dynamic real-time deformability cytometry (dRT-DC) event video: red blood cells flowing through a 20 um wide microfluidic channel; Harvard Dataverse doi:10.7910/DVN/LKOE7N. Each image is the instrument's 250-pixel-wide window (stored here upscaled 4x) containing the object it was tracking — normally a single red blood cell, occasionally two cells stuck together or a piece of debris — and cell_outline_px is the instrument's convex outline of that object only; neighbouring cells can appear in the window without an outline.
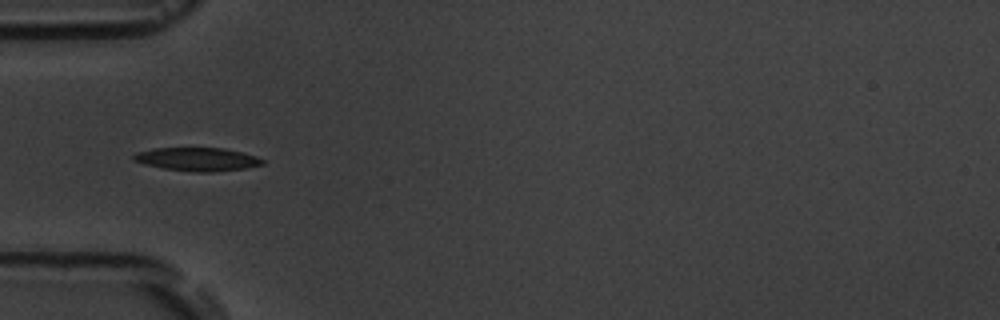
{"species": "common noctule bat (a hibernating species)", "species_latin": "Nyctalus noctula", "temperature_condition": "room temperature", "stored_images_in_passage": 10, "camera_frame_rate_fps": 3000, "um_per_image_px": 0.085, "animal": {"sex": "male", "body_mass_g": 19.5, "forearm_length_mm": 54.6}, "frame": {"image": 1, "passage_image": 4, "time_ms": 3.333, "image_size_px": [1000, 320], "cell_outline_px": [[264, 164], [244, 168], [212, 172], [192, 172], [164, 168], [144, 164], [132, 160], [132, 156], [136, 152], [152, 148], [224, 148], [256, 156], [264, 160]], "centroid_in_image_um": [16.73, 13.53], "position_along_channel_um": 68.3, "area_um2": 17.51}}
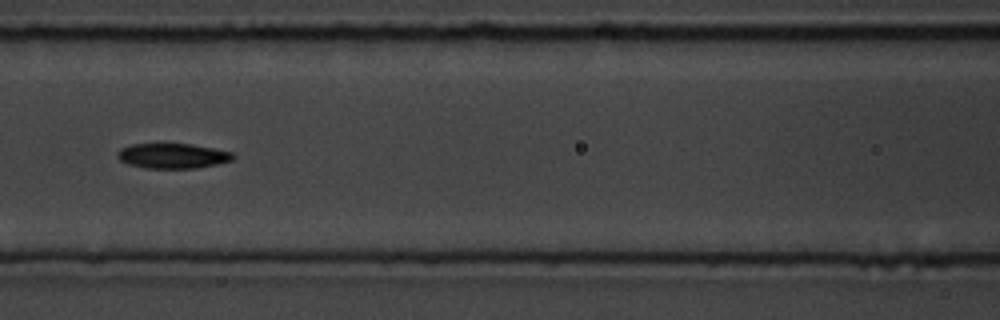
{"frame": {"image": 2, "passage_image": 6, "time_ms": 5.667, "image_size_px": [1000, 320], "cell_outline_px": [[236, 156], [232, 160], [216, 164], [196, 168], [144, 168], [128, 164], [120, 160], [116, 156], [116, 152], [120, 148], [132, 144], [160, 140], [192, 144], [232, 152]], "centroid_in_image_um": [14.6, 13.19], "position_along_channel_um": 152.0, "area_um2": 17.74}}
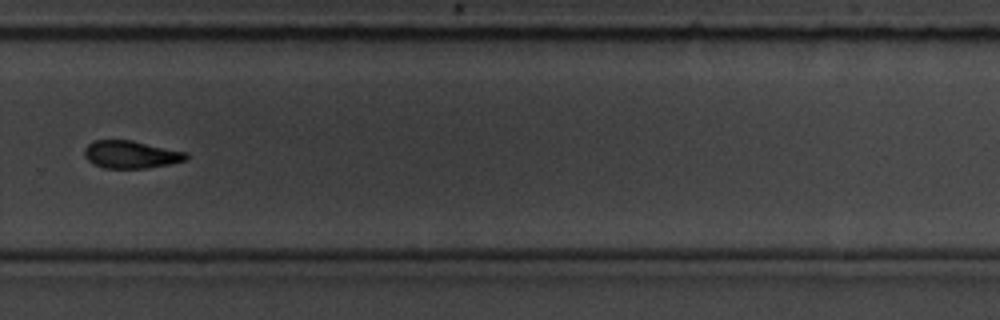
{"frame": {"image": 3, "passage_image": 10, "time_ms": 10.333, "image_size_px": [1000, 320], "cell_outline_px": [[188, 160], [148, 168], [104, 168], [92, 164], [84, 156], [84, 148], [92, 140], [132, 140], [188, 152]], "centroid_in_image_um": [11.13, 13.13], "position_along_channel_um": 318.7, "area_um2": 16.59}}